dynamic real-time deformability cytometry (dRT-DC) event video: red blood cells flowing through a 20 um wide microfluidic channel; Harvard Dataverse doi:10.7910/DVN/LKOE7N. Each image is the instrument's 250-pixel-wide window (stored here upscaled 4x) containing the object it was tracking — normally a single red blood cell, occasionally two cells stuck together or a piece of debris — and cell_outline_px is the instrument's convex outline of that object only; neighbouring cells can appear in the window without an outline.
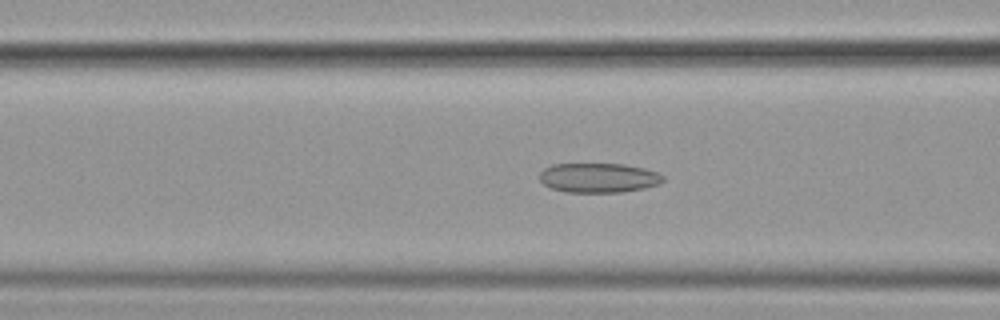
{"species": "common noctule bat (a hibernating species)", "species_latin": "Nyctalus noctula", "temperature_condition": "cold", "stored_images_in_passage": 39, "camera_frame_rate_fps": 3000, "um_per_image_px": 0.085, "animal": {"sex": "female", "body_mass_g": 19.9}, "frame": {"image": 1, "passage_image": 6, "time_ms": 1.667, "image_size_px": [1000, 320], "cell_outline_px": [[664, 180], [660, 184], [644, 188], [624, 192], [564, 192], [552, 188], [544, 184], [540, 180], [540, 172], [544, 168], [552, 164], [624, 164], [644, 168], [656, 172], [664, 176]], "centroid_in_image_um": [50.89, 15.11], "position_along_channel_um": 115.7, "area_um2": 21.33}}
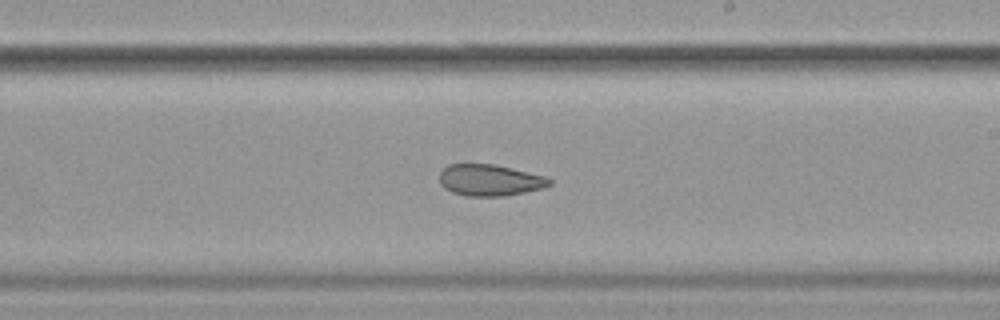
{"frame": {"image": 2, "passage_image": 17, "time_ms": 5.333, "image_size_px": [1000, 320], "cell_outline_px": [[552, 184], [544, 188], [504, 196], [464, 196], [452, 192], [444, 188], [440, 184], [440, 172], [448, 164], [492, 164], [512, 168], [544, 176], [552, 180]], "centroid_in_image_um": [41.62, 15.32], "position_along_channel_um": 247.4, "area_um2": 20.17}}
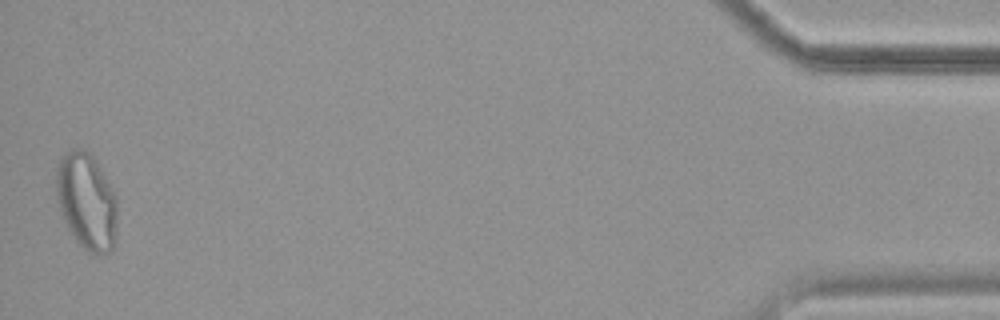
{"frame": {"image": 3, "passage_image": 39, "time_ms": 12.667, "image_size_px": [1000, 320], "cell_outline_px": [[116, 244], [112, 252], [100, 256], [96, 256], [88, 252], [76, 240], [68, 228], [60, 212], [56, 192], [56, 168], [60, 160], [72, 148], [80, 148], [88, 152], [92, 156], [116, 196]], "centroid_in_image_um": [7.37, 17.18], "position_along_channel_um": 427.8, "area_um2": 34.39}, "authors_computed_cell_mechanics": {"area_um2": 21.675, "velocity_mm_per_s": 3.6004, "shape_relaxation_time_tau1_ms": null, "shape_relaxation_time_tau2_ms": 5.6357, "deformation_change_tau1": null, "deformation_change_tau2": 0.1243}}